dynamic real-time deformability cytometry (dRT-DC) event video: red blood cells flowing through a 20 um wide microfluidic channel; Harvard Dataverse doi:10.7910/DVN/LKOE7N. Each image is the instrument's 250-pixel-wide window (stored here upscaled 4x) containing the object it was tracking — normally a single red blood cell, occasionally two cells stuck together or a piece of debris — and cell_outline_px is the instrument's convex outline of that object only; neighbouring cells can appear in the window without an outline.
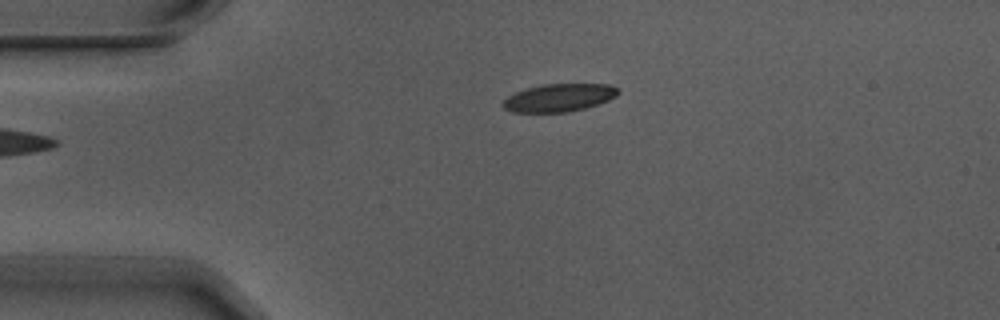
{"species": "Egyptian fruit bat (a non-hibernating species)", "species_latin": "Rousettus aegyptiacus", "temperature_condition": "warm", "stored_images_in_passage": 4, "camera_frame_rate_fps": 3000, "um_per_image_px": 0.085, "animal": {"sex": "male"}, "frame": {"image": 1, "passage_image": 4, "time_ms": 1.0, "image_size_px": [1000, 320], "cell_outline_px": [[620, 92], [616, 96], [608, 100], [584, 108], [564, 112], [512, 112], [504, 108], [504, 100], [508, 96], [524, 88], [544, 84], [612, 84], [620, 88]], "centroid_in_image_um": [47.55, 8.28], "position_along_channel_um": 37.5, "area_um2": 18.61}}